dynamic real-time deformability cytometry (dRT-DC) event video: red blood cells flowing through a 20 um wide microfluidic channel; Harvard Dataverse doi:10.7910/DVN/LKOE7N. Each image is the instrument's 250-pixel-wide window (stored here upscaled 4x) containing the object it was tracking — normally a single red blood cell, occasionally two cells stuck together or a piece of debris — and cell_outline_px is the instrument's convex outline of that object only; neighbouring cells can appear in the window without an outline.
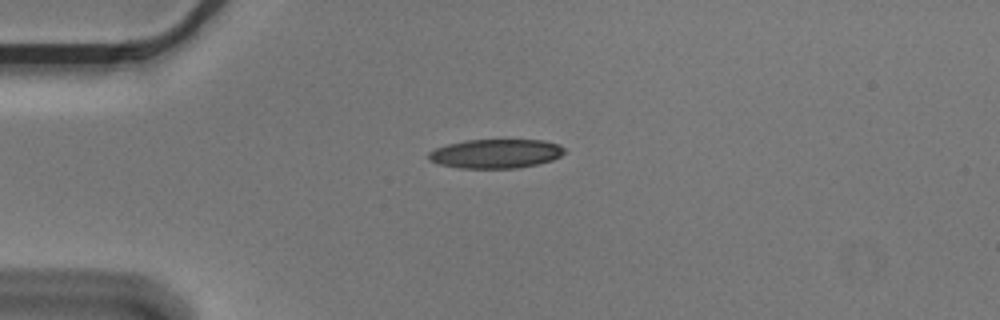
{"species": "Egyptian fruit bat (a non-hibernating species)", "species_latin": "Rousettus aegyptiacus", "temperature_condition": "cold", "stored_images_in_passage": 2, "camera_frame_rate_fps": 3000, "um_per_image_px": 0.085, "animal": {"sex": "male"}, "frame": {"image": 1, "passage_image": 1, "time_ms": 0.0, "image_size_px": [1000, 320], "cell_outline_px": [[564, 152], [560, 156], [552, 160], [536, 164], [516, 168], [460, 168], [440, 164], [428, 160], [428, 152], [436, 148], [448, 144], [464, 140], [544, 140], [560, 144], [564, 148]], "centroid_in_image_um": [42.13, 13.05], "position_along_channel_um": 42.9, "area_um2": 23.0}}